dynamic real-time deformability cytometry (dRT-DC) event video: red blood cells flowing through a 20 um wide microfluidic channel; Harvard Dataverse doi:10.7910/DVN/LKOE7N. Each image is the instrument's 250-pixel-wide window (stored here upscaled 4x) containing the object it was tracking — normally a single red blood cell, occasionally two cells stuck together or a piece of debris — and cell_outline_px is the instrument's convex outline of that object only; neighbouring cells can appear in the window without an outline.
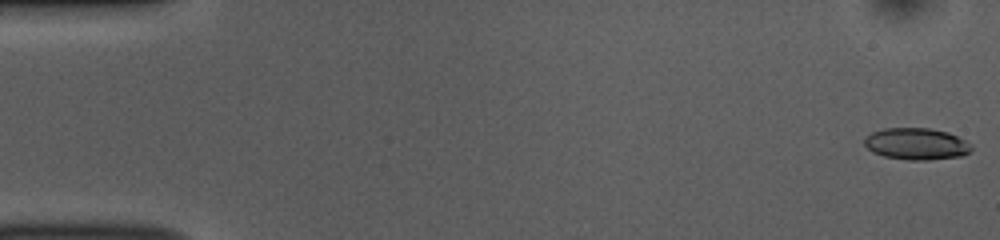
{"species": "common noctule bat (a hibernating species)", "species_latin": "Nyctalus noctula", "temperature_condition": "room temperature", "stored_images_in_passage": 52, "camera_frame_rate_fps": 3000, "um_per_image_px": 0.085, "animal": {"sex": "female", "body_mass_g": 10.0, "forearm_length_mm": 53.1}, "frame": {"image": 1, "passage_image": 1, "time_ms": 0.0, "image_size_px": [1000, 240], "cell_outline_px": [[972, 148], [968, 152], [960, 156], [928, 160], [908, 160], [884, 156], [872, 152], [864, 144], [864, 136], [872, 132], [884, 128], [928, 128], [948, 132], [972, 144]], "centroid_in_image_um": [77.86, 12.22], "position_along_channel_um": 7.1, "area_um2": 19.77}}
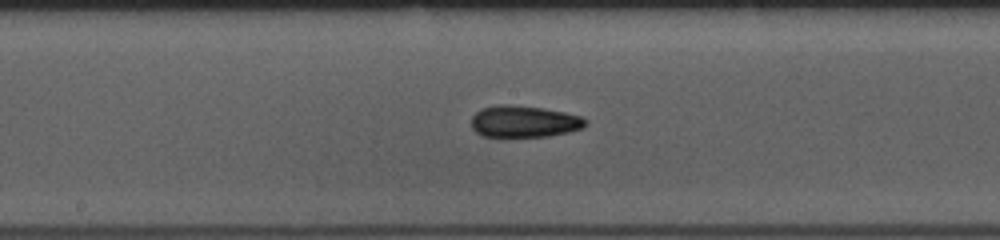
{"frame": {"image": 2, "passage_image": 27, "time_ms": 8.667, "image_size_px": [1000, 240], "cell_outline_px": [[588, 124], [584, 128], [568, 132], [548, 136], [484, 136], [476, 132], [472, 128], [472, 116], [480, 108], [500, 104], [508, 104], [540, 108], [564, 112], [580, 116], [588, 120]], "centroid_in_image_um": [44.56, 10.32], "position_along_channel_um": 203.6, "area_um2": 21.04}}
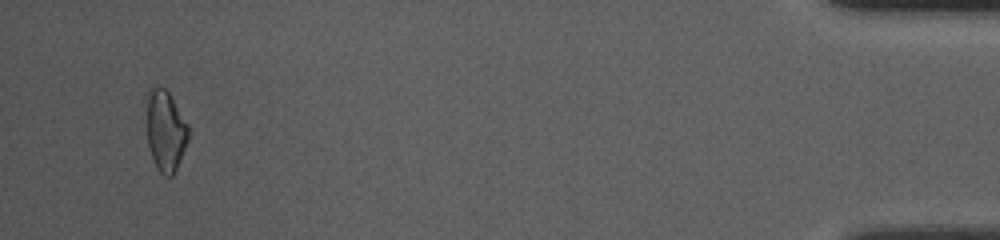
{"frame": {"image": 3, "passage_image": 50, "time_ms": 16.333, "image_size_px": [1000, 240], "cell_outline_px": [[188, 140], [176, 168], [172, 176], [164, 176], [156, 168], [152, 160], [148, 144], [144, 120], [144, 96], [148, 88], [152, 84], [156, 84], [164, 88], [168, 92], [188, 124]], "centroid_in_image_um": [13.97, 11.01], "position_along_channel_um": 421.2, "area_um2": 20.63}, "authors_computed_cell_mechanics": {"area_um2": 20.2878, "velocity_mm_per_s": 3.8514, "shape_relaxation_time_tau1_ms": 6.13, "shape_relaxation_time_tau2_ms": 3.3955, "deformation_change_tau1": 0.1616, "deformation_change_tau2": 0.0956}}